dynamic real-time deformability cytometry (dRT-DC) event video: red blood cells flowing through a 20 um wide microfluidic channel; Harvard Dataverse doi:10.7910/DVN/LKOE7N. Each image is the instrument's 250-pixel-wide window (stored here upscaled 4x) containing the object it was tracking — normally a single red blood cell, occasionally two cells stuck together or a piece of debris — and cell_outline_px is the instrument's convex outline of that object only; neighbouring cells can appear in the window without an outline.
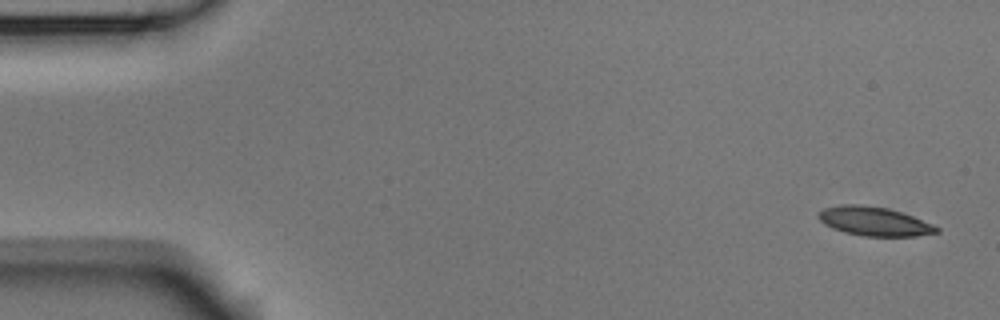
{"species": "Egyptian fruit bat (a non-hibernating species)", "species_latin": "Rousettus aegyptiacus", "temperature_condition": "room temperature", "stored_images_in_passage": 5, "camera_frame_rate_fps": 3000, "um_per_image_px": 0.085, "animal": {"sex": "male"}, "frame": {"image": 1, "passage_image": 1, "time_ms": 0.0, "image_size_px": [1000, 320], "cell_outline_px": [[940, 232], [916, 236], [864, 236], [844, 232], [832, 228], [824, 224], [816, 216], [824, 208], [840, 204], [860, 204], [888, 208], [912, 216], [932, 224], [940, 228]], "centroid_in_image_um": [74.29, 18.81], "position_along_channel_um": 10.7, "area_um2": 19.94}}
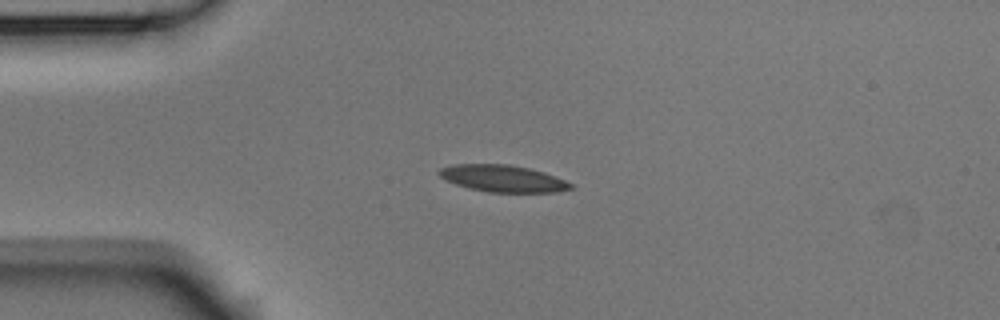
{"frame": {"image": 2, "passage_image": 4, "time_ms": 1.0, "image_size_px": [1000, 320], "cell_outline_px": [[572, 188], [556, 192], [488, 192], [468, 188], [444, 180], [436, 172], [440, 168], [452, 164], [508, 164], [528, 168], [544, 172], [564, 180], [572, 184]], "centroid_in_image_um": [42.68, 15.17], "position_along_channel_um": 42.3, "area_um2": 20.58}}